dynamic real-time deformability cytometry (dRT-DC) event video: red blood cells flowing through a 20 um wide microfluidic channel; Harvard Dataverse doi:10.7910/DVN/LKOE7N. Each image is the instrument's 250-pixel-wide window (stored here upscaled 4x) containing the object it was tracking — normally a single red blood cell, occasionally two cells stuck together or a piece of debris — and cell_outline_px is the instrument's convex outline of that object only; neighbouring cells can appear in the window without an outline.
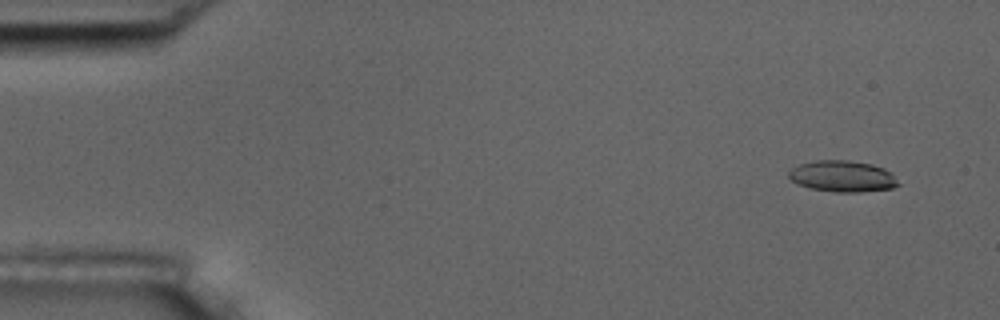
{"species": "common noctule bat (a hibernating species)", "species_latin": "Nyctalus noctula", "temperature_condition": "room temperature", "stored_images_in_passage": 4, "camera_frame_rate_fps": 3000, "um_per_image_px": 0.085, "animal": {"sex": "male", "body_mass_g": 17.5, "forearm_length_mm": 52.3}, "frame": {"image": 1, "passage_image": 1, "time_ms": 0.0, "image_size_px": [1000, 320], "cell_outline_px": [[900, 184], [892, 188], [860, 192], [836, 192], [808, 188], [792, 180], [788, 176], [788, 172], [792, 168], [800, 164], [816, 160], [848, 160], [872, 164], [884, 168], [892, 172]], "centroid_in_image_um": [71.64, 14.98], "position_along_channel_um": 13.4, "area_um2": 20.0}}
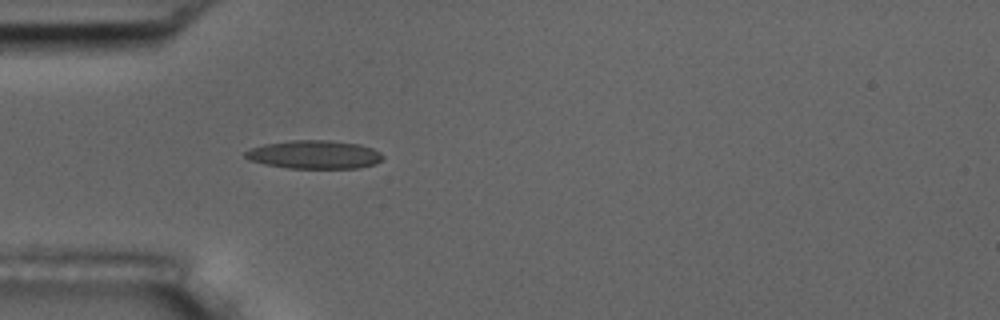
{"frame": {"image": 2, "passage_image": 4, "time_ms": 4.333, "image_size_px": [1000, 320], "cell_outline_px": [[384, 156], [376, 164], [356, 168], [288, 168], [264, 164], [248, 160], [244, 156], [244, 152], [252, 148], [264, 144], [288, 140], [328, 140], [360, 144], [372, 148], [380, 152]], "centroid_in_image_um": [26.7, 13.13], "position_along_channel_um": 58.3, "area_um2": 22.83}}